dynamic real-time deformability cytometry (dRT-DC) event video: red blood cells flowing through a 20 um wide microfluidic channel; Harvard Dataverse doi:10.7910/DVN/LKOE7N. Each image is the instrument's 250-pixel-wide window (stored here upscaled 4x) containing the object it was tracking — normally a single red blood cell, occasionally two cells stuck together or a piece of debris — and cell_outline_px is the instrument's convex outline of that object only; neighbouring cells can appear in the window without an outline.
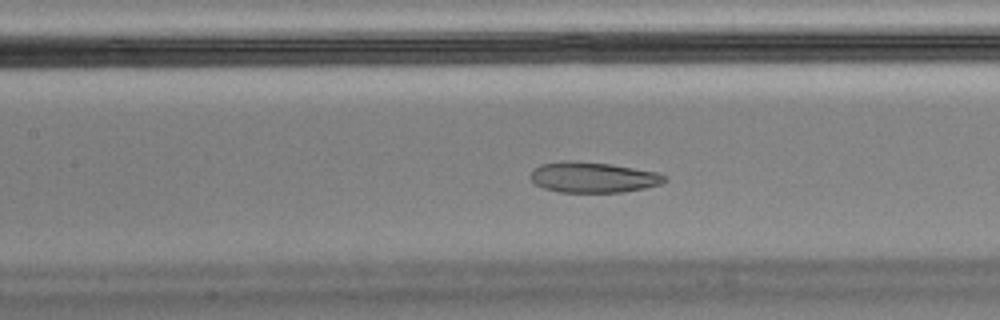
{"species": "Egyptian fruit bat (a non-hibernating species)", "species_latin": "Rousettus aegyptiacus", "temperature_condition": "cold", "stored_images_in_passage": 57, "camera_frame_rate_fps": 3000, "um_per_image_px": 0.085, "animal": {"sex": "male"}, "frame": {"image": 1, "passage_image": 25, "time_ms": 8.0, "image_size_px": [1000, 320], "cell_outline_px": [[668, 180], [660, 184], [644, 188], [624, 192], [560, 192], [544, 188], [536, 184], [528, 176], [532, 168], [540, 164], [564, 160], [568, 160], [608, 164], [656, 172], [668, 176]], "centroid_in_image_um": [50.37, 15.07], "position_along_channel_um": 157.0, "area_um2": 23.93}, "authors_computed_cell_mechanics": {"area_um2": 25.6054, "velocity_mm_per_s": 3.4499, "shape_relaxation_time_tau1_ms": null, "shape_relaxation_time_tau2_ms": 1.3992, "deformation_change_tau1": null, "deformation_change_tau2": 0.0681}}